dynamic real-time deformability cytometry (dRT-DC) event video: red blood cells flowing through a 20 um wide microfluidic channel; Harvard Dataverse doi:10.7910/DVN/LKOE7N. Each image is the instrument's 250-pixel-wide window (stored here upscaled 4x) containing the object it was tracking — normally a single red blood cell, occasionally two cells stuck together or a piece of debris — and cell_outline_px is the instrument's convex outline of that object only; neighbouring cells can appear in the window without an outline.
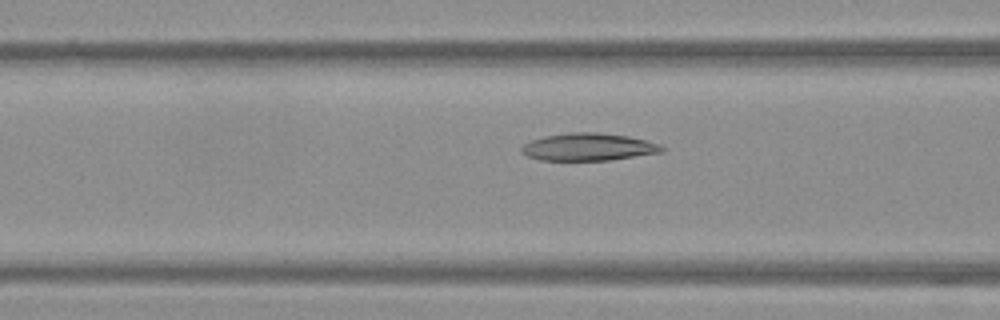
{"species": "Egyptian fruit bat (a non-hibernating species)", "species_latin": "Rousettus aegyptiacus", "temperature_condition": "warm", "stored_images_in_passage": 53, "camera_frame_rate_fps": 3000, "um_per_image_px": 0.085, "frame": {"image": 1, "passage_image": 21, "time_ms": 6.667, "image_size_px": [1000, 320], "cell_outline_px": [[668, 148], [664, 152], [608, 160], [540, 160], [528, 156], [520, 152], [520, 148], [524, 144], [532, 140], [544, 136], [568, 132], [596, 132], [628, 136], [660, 144]], "centroid_in_image_um": [50.03, 12.49], "position_along_channel_um": 116.6, "area_um2": 22.54}}
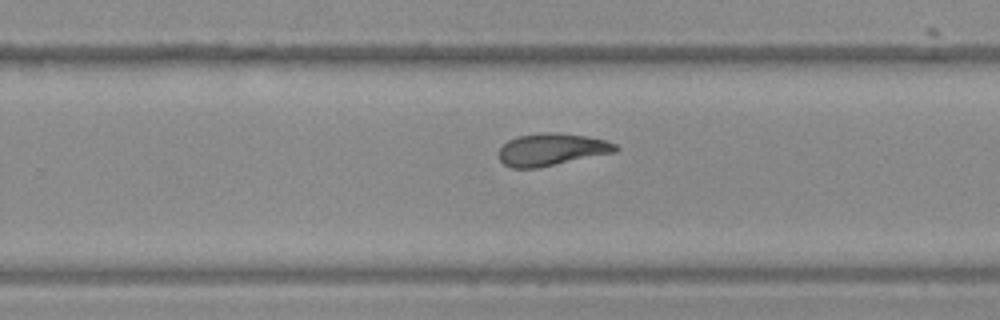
{"frame": {"image": 2, "passage_image": 34, "time_ms": 11.0, "image_size_px": [1000, 320], "cell_outline_px": [[620, 148], [616, 152], [536, 168], [512, 168], [504, 164], [500, 160], [500, 148], [508, 140], [516, 136], [540, 132], [560, 132], [584, 136], [604, 140], [616, 144]], "centroid_in_image_um": [46.88, 12.69], "position_along_channel_um": 282.9, "area_um2": 21.91}}
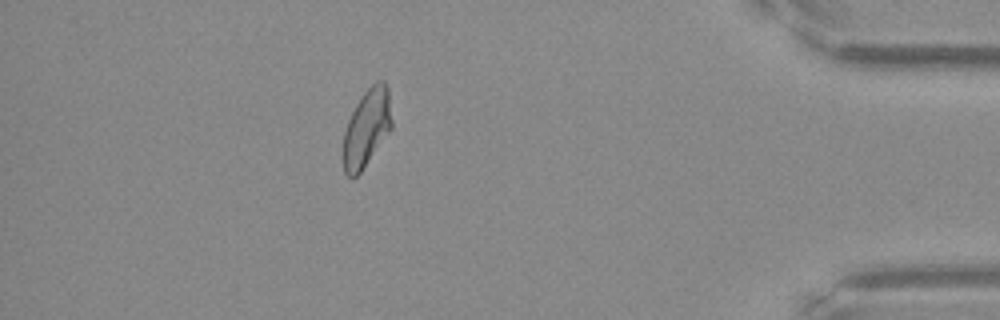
{"frame": {"image": 3, "passage_image": 47, "time_ms": 15.333, "image_size_px": [1000, 320], "cell_outline_px": [[392, 128], [360, 172], [352, 180], [344, 172], [344, 132], [348, 120], [356, 104], [364, 92], [376, 80], [384, 80], [388, 88], [392, 120]], "centroid_in_image_um": [31.18, 10.85], "position_along_channel_um": 404.0, "area_um2": 21.73}, "authors_computed_cell_mechanics": {"area_um2": 22.7154, "velocity_mm_per_s": 3.844, "shape_relaxation_time_tau1_ms": 7.1398, "shape_relaxation_time_tau2_ms": 4.9001, "deformation_change_tau1": 0.1887, "deformation_change_tau2": 0.1214}}